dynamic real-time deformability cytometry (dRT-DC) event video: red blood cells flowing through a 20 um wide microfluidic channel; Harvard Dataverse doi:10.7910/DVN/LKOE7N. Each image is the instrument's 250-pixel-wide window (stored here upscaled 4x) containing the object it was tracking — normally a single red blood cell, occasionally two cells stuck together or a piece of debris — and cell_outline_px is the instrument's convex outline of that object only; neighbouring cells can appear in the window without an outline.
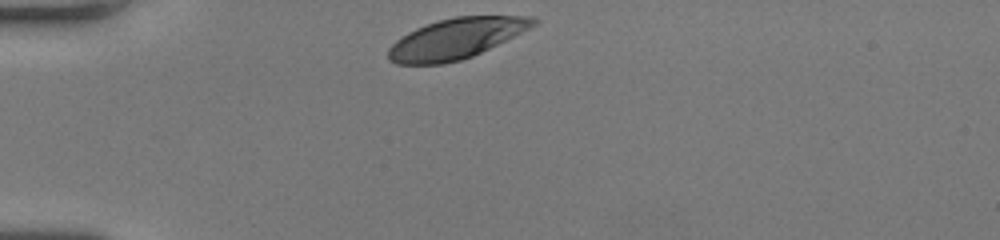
{"species": "human", "species_latin": "Homo sapiens", "temperature_condition": "room temperature", "stored_images_in_passage": 30, "camera_frame_rate_fps": 3000, "um_per_image_px": 0.085, "donor": {"sex": "female"}, "frame": {"image": 1, "passage_image": 1, "time_ms": 0.0, "image_size_px": [1000, 240], "cell_outline_px": [[540, 20], [536, 24], [472, 56], [460, 60], [444, 64], [396, 64], [388, 60], [388, 48], [400, 36], [416, 28], [440, 20], [456, 16], [532, 16]], "centroid_in_image_um": [38.71, 3.28], "position_along_channel_um": 46.3, "area_um2": 33.7}}
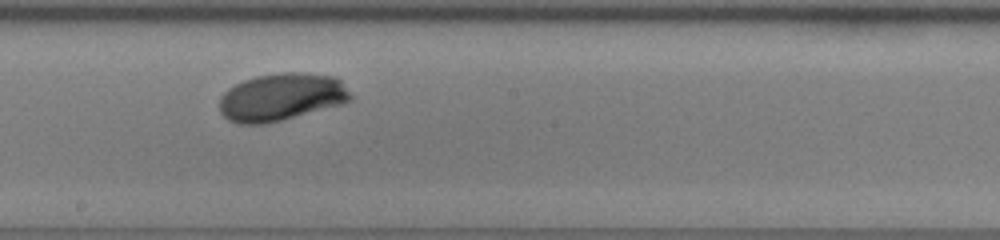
{"frame": {"image": 2, "passage_image": 17, "time_ms": 5.333, "image_size_px": [1000, 240], "cell_outline_px": [[352, 100], [340, 104], [280, 120], [264, 124], [240, 124], [228, 120], [220, 112], [220, 96], [228, 88], [244, 80], [256, 76], [284, 72], [300, 72], [336, 76], [340, 80], [352, 96]], "centroid_in_image_um": [23.89, 8.24], "position_along_channel_um": 224.3, "area_um2": 36.07}}
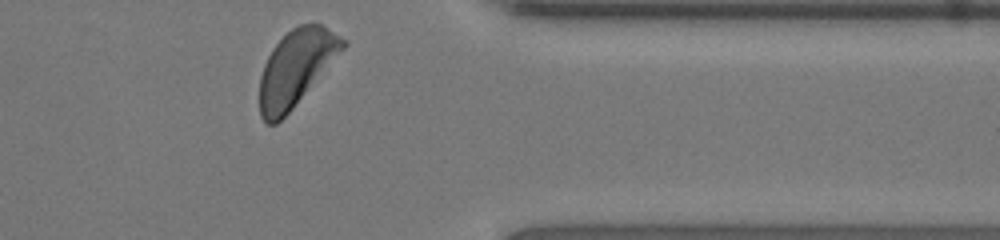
{"frame": {"image": 3, "passage_image": 30, "time_ms": 9.667, "image_size_px": [1000, 240], "cell_outline_px": [[348, 44], [292, 108], [276, 124], [268, 124], [260, 116], [260, 76], [264, 64], [272, 48], [292, 28], [300, 24], [320, 24], [328, 28], [348, 40]], "centroid_in_image_um": [25.16, 5.75], "position_along_channel_um": 386.2, "area_um2": 36.13}, "authors_computed_cell_mechanics": {"area_um2": 36.0383, "velocity_mm_per_s": 3.9465, "shape_relaxation_time_tau1_ms": 2.8957, "shape_relaxation_time_tau2_ms": null, "deformation_change_tau1": 0.173, "deformation_change_tau2": null}}